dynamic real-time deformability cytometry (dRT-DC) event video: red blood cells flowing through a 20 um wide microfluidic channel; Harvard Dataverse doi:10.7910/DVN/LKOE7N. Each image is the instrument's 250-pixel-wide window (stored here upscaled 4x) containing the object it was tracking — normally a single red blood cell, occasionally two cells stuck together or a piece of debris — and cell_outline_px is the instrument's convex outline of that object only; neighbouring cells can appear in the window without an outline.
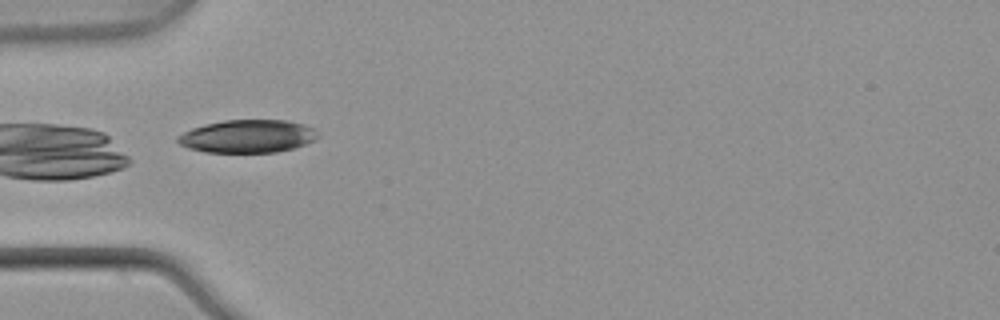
{"species": "common noctule bat (a hibernating species)", "species_latin": "Nyctalus noctula", "temperature_condition": "warm", "stored_images_in_passage": 6, "camera_frame_rate_fps": 3000, "um_per_image_px": 0.085, "animal": {"sex": "male", "body_mass_g": 21.5, "forearm_length_mm": 52.0}, "frame": {"image": 1, "passage_image": 6, "time_ms": 1.667, "image_size_px": [1000, 320], "cell_outline_px": [[320, 136], [316, 140], [292, 148], [276, 152], [204, 152], [188, 148], [180, 144], [176, 140], [176, 136], [192, 128], [204, 124], [224, 120], [288, 120], [304, 124], [312, 128]], "centroid_in_image_um": [21.03, 11.58], "position_along_channel_um": 64.0, "area_um2": 26.93}}